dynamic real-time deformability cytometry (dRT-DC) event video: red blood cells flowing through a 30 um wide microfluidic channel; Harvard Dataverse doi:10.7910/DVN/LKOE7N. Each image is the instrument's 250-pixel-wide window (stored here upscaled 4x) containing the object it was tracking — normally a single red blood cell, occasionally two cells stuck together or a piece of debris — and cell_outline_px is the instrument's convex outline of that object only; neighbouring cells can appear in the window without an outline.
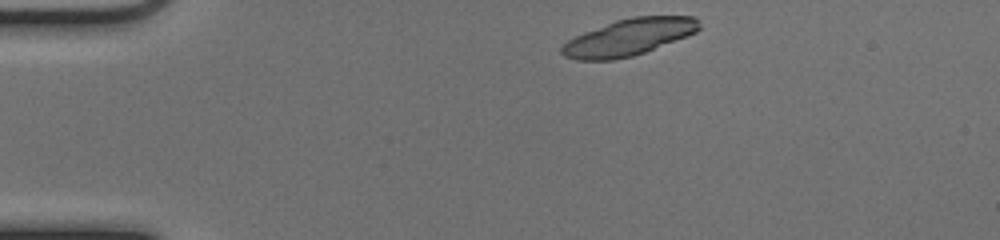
{"species": "common noctule bat (a hibernating species)", "species_latin": "Nyctalus noctula", "temperature_condition": "cold", "stored_images_in_passage": 42, "camera_frame_rate_fps": 3000, "um_per_image_px": 0.085, "animal": {"sex": "female", "body_mass_g": 17.0, "forearm_length_mm": 48.0}, "frame": {"image": 1, "passage_image": 1, "time_ms": 0.0, "image_size_px": [1000, 240], "cell_outline_px": [[700, 28], [696, 32], [644, 52], [632, 56], [612, 60], [576, 60], [564, 56], [560, 52], [560, 48], [568, 40], [584, 32], [616, 20], [632, 16], [696, 16]], "centroid_in_image_um": [53.43, 3.16], "position_along_channel_um": 31.6, "area_um2": 29.07}, "authors_computed_cell_mechanics": {"area_um2": 17.5712, "velocity_mm_per_s": 3.9804, "shape_relaxation_time_tau1_ms": 1.1221, "shape_relaxation_time_tau2_ms": 4.0291, "deformation_change_tau1": 0.2624, "deformation_change_tau2": 0.1039}}